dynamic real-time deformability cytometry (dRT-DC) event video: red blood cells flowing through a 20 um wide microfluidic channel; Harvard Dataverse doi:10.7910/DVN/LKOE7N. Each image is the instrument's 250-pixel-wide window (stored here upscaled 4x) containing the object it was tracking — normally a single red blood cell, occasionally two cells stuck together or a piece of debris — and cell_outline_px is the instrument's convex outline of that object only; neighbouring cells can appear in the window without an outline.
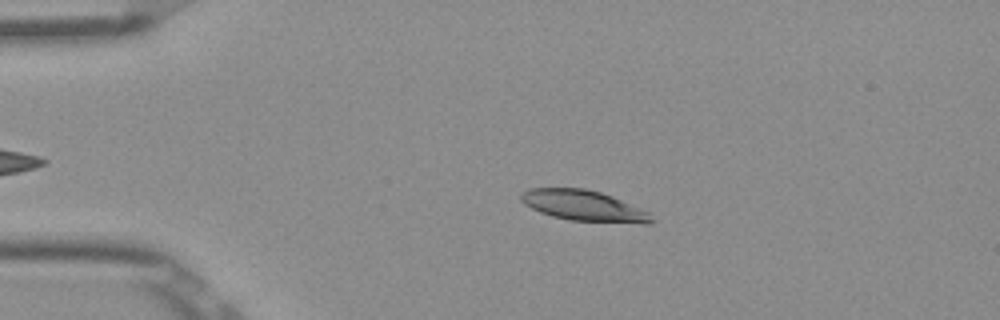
{"species": "Egyptian fruit bat (a non-hibernating species)", "species_latin": "Rousettus aegyptiacus", "temperature_condition": "room temperature", "stored_images_in_passage": 52, "camera_frame_rate_fps": 3000, "um_per_image_px": 0.085, "frame": {"image": 1, "passage_image": 11, "time_ms": 3.333, "image_size_px": [1000, 320], "cell_outline_px": [[656, 220], [652, 224], [640, 224], [572, 220], [552, 216], [540, 212], [524, 204], [520, 200], [520, 196], [528, 188], [584, 188], [600, 192], [612, 196], [640, 208], [648, 212]], "centroid_in_image_um": [49.66, 17.5], "position_along_channel_um": 35.3, "area_um2": 23.41}}
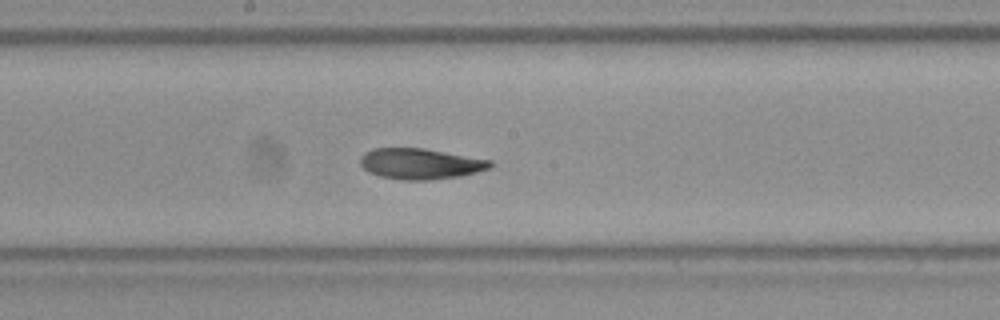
{"frame": {"image": 2, "passage_image": 28, "time_ms": 9.0, "image_size_px": [1000, 320], "cell_outline_px": [[492, 168], [460, 176], [428, 180], [400, 180], [380, 176], [368, 172], [360, 164], [360, 156], [364, 152], [372, 148], [424, 148], [492, 160]], "centroid_in_image_um": [35.72, 13.92], "position_along_channel_um": 212.5, "area_um2": 23.47}}
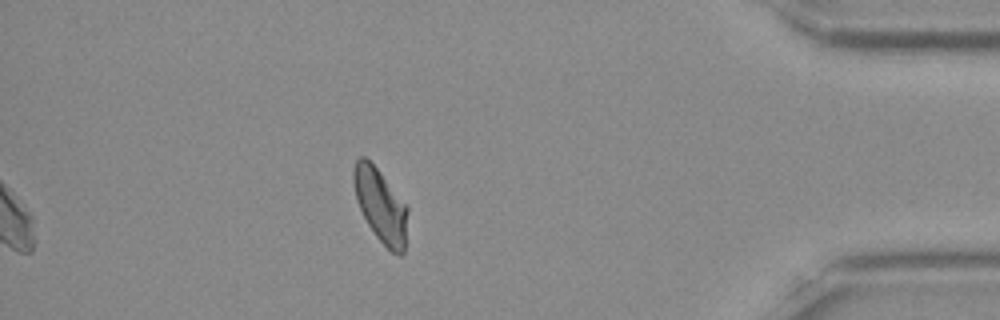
{"frame": {"image": 3, "passage_image": 46, "time_ms": 15.0, "image_size_px": [1000, 320], "cell_outline_px": [[408, 212], [404, 256], [400, 256], [392, 252], [376, 236], [368, 224], [356, 200], [352, 180], [352, 168], [356, 160], [360, 156], [364, 156], [380, 172], [408, 204]], "centroid_in_image_um": [32.36, 17.46], "position_along_channel_um": 402.8, "area_um2": 23.41}, "authors_computed_cell_mechanics": {"area_um2": 23.6113, "velocity_mm_per_s": 3.867, "shape_relaxation_time_tau1_ms": null, "shape_relaxation_time_tau2_ms": 4.1338, "deformation_change_tau1": null, "deformation_change_tau2": 0.091}}